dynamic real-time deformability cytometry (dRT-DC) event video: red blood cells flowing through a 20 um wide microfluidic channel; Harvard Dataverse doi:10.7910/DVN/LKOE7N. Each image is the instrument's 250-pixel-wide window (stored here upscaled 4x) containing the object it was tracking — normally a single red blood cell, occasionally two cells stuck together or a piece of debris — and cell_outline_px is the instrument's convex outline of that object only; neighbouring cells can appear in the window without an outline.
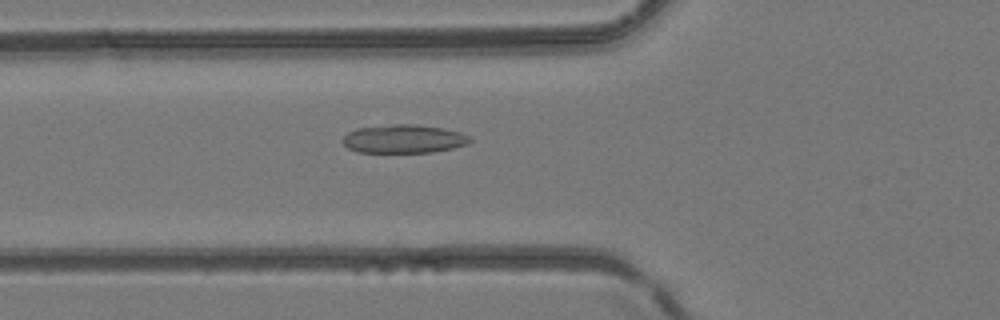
{"species": "common noctule bat (a hibernating species)", "species_latin": "Nyctalus noctula", "temperature_condition": "room temperature", "stored_images_in_passage": 38, "camera_frame_rate_fps": 3000, "um_per_image_px": 0.085, "animal": {"sex": "female", "body_mass_g": 24.6, "forearm_length_mm": 56.2}, "frame": {"image": 1, "passage_image": 11, "time_ms": 3.333, "image_size_px": [1000, 320], "cell_outline_px": [[472, 140], [468, 144], [452, 148], [432, 152], [356, 152], [348, 148], [340, 140], [348, 132], [356, 128], [392, 124], [416, 124], [444, 128], [460, 132], [468, 136]], "centroid_in_image_um": [34.29, 11.8], "position_along_channel_um": 91.5, "area_um2": 21.21}}
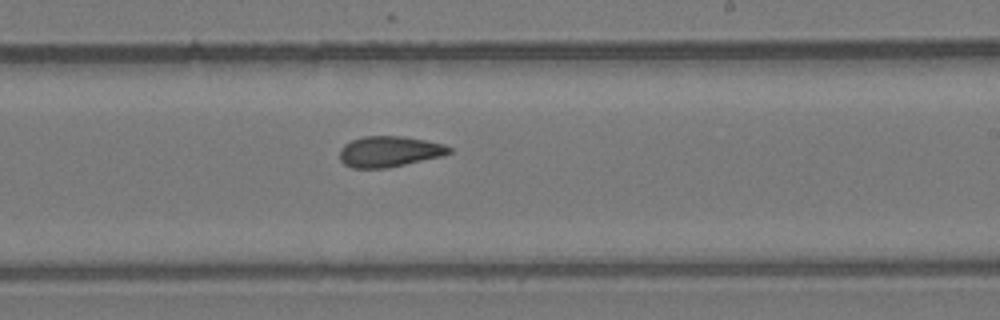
{"frame": {"image": 2, "passage_image": 22, "time_ms": 7.0, "image_size_px": [1000, 320], "cell_outline_px": [[452, 152], [444, 156], [388, 168], [352, 168], [344, 164], [340, 160], [340, 148], [344, 144], [352, 140], [364, 136], [400, 136], [424, 140], [444, 144], [452, 148]], "centroid_in_image_um": [33.1, 12.89], "position_along_channel_um": 255.9, "area_um2": 19.77}}
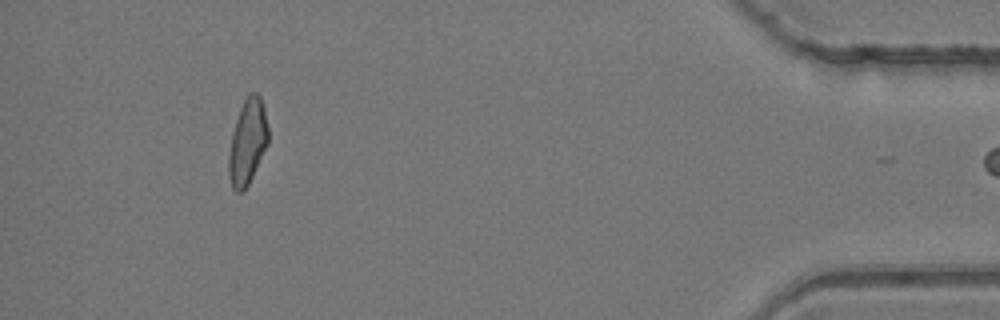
{"frame": {"image": 3, "passage_image": 37, "time_ms": 12.0, "image_size_px": [1000, 320], "cell_outline_px": [[268, 144], [248, 184], [240, 192], [236, 192], [232, 188], [228, 176], [228, 156], [232, 132], [240, 108], [248, 92], [256, 92], [260, 96], [264, 108], [268, 128]], "centroid_in_image_um": [21.03, 12.04], "position_along_channel_um": 414.2, "area_um2": 19.59}}